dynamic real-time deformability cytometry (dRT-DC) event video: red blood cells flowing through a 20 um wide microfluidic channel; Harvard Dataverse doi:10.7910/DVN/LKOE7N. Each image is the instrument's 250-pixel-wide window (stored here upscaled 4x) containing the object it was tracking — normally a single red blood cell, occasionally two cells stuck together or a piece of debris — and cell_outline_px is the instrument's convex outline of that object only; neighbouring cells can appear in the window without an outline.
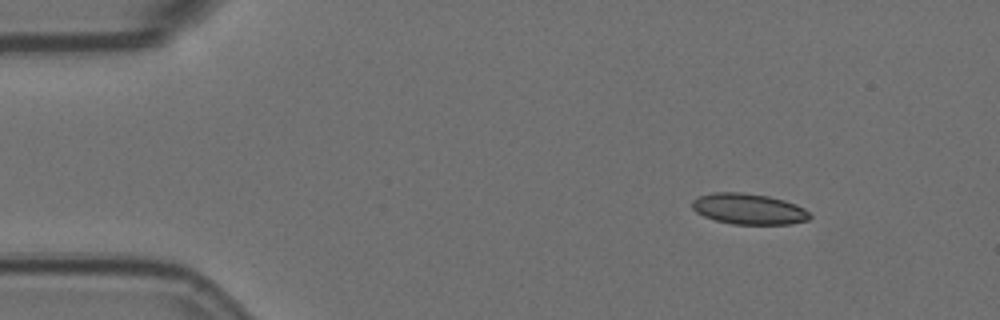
{"species": "Egyptian fruit bat (a non-hibernating species)", "species_latin": "Rousettus aegyptiacus", "temperature_condition": "room temperature", "stored_images_in_passage": 5, "camera_frame_rate_fps": 3000, "um_per_image_px": 0.085, "animal": {"sex": "female"}, "frame": {"image": 1, "passage_image": 1, "time_ms": 0.0, "image_size_px": [1000, 320], "cell_outline_px": [[812, 216], [808, 220], [792, 224], [732, 224], [716, 220], [704, 216], [696, 212], [692, 208], [692, 200], [700, 196], [716, 192], [744, 192], [768, 196], [784, 200], [796, 204], [804, 208]], "centroid_in_image_um": [63.66, 17.76], "position_along_channel_um": 21.3, "area_um2": 21.15}}
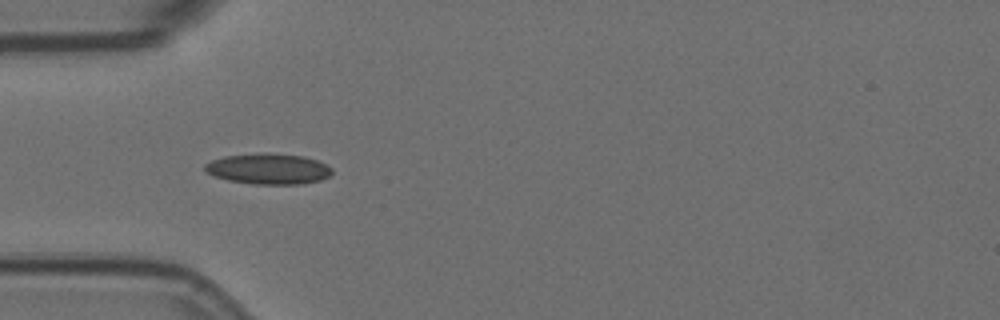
{"frame": {"image": 2, "passage_image": 4, "time_ms": 1.0, "image_size_px": [1000, 320], "cell_outline_px": [[332, 172], [328, 176], [320, 180], [300, 184], [252, 184], [228, 180], [204, 172], [204, 164], [212, 160], [224, 156], [264, 152], [304, 156], [328, 164], [332, 168]], "centroid_in_image_um": [22.8, 14.34], "position_along_channel_um": 62.2, "area_um2": 22.89}}
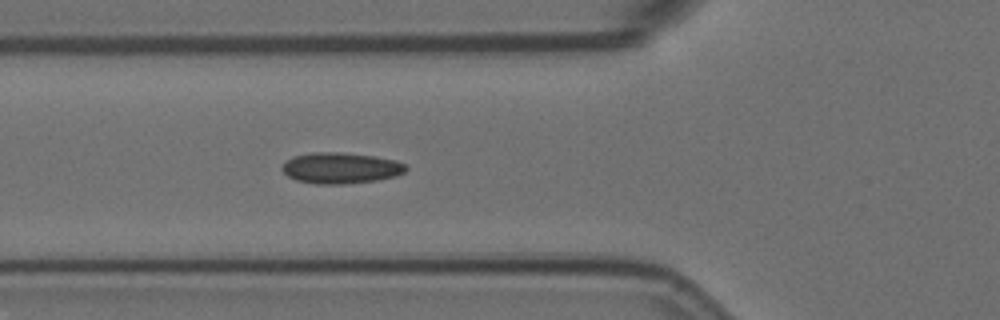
{"frame": {"image": 3, "passage_image": 5, "time_ms": 1.333, "image_size_px": [1000, 320], "cell_outline_px": [[408, 168], [404, 172], [396, 176], [376, 180], [344, 184], [316, 184], [296, 180], [288, 176], [280, 168], [292, 156], [312, 152], [340, 152], [376, 156], [396, 160], [408, 164]], "centroid_in_image_um": [28.99, 14.27], "position_along_channel_um": 96.8, "area_um2": 22.54}}